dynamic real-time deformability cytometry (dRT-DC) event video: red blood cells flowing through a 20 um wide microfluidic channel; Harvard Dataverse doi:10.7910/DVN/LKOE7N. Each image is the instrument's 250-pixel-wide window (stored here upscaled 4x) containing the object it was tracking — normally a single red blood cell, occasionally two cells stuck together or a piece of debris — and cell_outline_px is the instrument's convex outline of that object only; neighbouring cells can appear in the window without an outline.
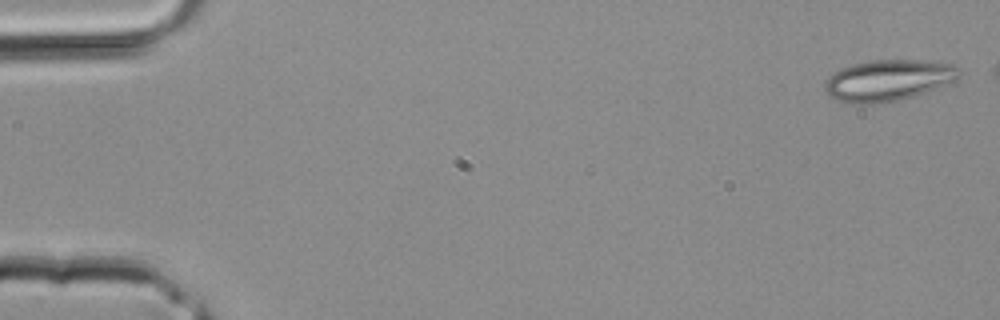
{"species": "common noctule bat (a hibernating species)", "species_latin": "Nyctalus noctula", "temperature_condition": "room temperature", "stored_images_in_passage": 3, "camera_frame_rate_fps": 3000, "um_per_image_px": 0.085, "animal": {"sex": "male", "body_mass_g": 20.4}, "frame": {"image": 1, "passage_image": 1, "time_ms": 0.0, "image_size_px": [1000, 320], "cell_outline_px": [[960, 76], [956, 80], [916, 96], [904, 100], [876, 104], [856, 104], [840, 100], [832, 96], [824, 88], [824, 80], [828, 76], [840, 68], [852, 64], [868, 60], [916, 60], [952, 64], [960, 68]], "centroid_in_image_um": [75.5, 6.83], "position_along_channel_um": 9.5, "area_um2": 32.48}}